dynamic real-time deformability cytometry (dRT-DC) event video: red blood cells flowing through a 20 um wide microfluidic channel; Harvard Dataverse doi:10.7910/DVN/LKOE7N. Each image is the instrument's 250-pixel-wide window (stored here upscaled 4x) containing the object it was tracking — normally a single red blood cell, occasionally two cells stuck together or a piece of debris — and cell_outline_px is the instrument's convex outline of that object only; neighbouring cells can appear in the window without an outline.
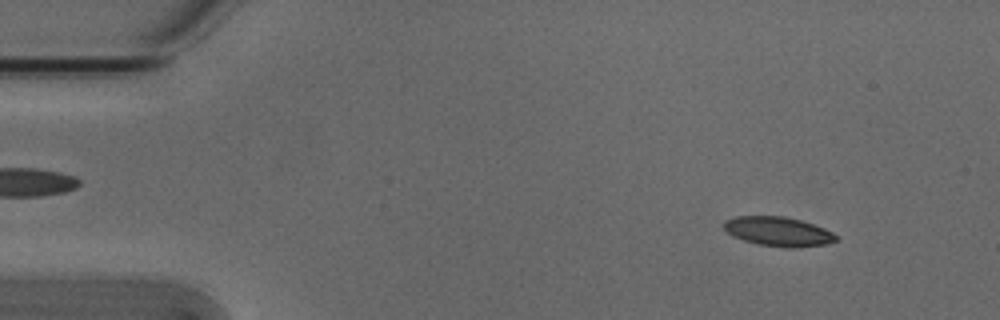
{"species": "Egyptian fruit bat (a non-hibernating species)", "species_latin": "Rousettus aegyptiacus", "temperature_condition": "cold", "stored_images_in_passage": 3, "camera_frame_rate_fps": 3000, "um_per_image_px": 0.085, "animal": {"sex": "male"}, "frame": {"image": 1, "passage_image": 1, "time_ms": 0.0, "image_size_px": [1000, 320], "cell_outline_px": [[836, 240], [828, 244], [800, 248], [784, 248], [756, 244], [732, 236], [724, 228], [724, 220], [736, 216], [784, 216], [800, 220], [824, 228], [832, 232], [836, 236]], "centroid_in_image_um": [66.14, 19.69], "position_along_channel_um": 18.9, "area_um2": 19.31}}
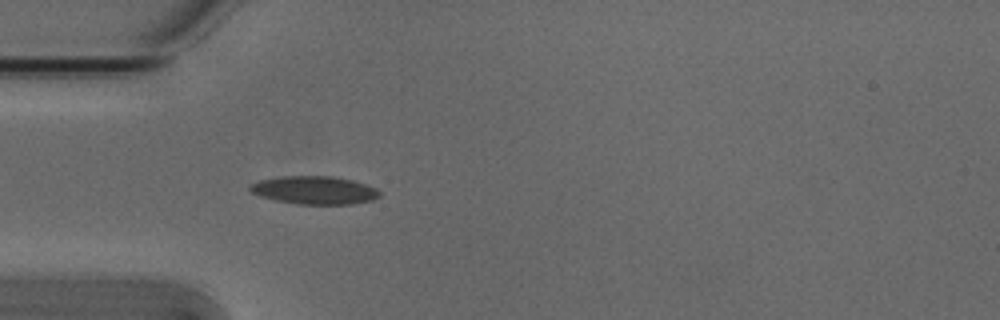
{"frame": {"image": 2, "passage_image": 3, "time_ms": 0.667, "image_size_px": [1000, 320], "cell_outline_px": [[380, 196], [372, 200], [352, 204], [296, 204], [276, 200], [260, 196], [252, 192], [248, 188], [252, 184], [260, 180], [280, 176], [332, 176], [352, 180], [376, 188], [380, 192]], "centroid_in_image_um": [26.73, 16.16], "position_along_channel_um": 58.3, "area_um2": 21.1}}